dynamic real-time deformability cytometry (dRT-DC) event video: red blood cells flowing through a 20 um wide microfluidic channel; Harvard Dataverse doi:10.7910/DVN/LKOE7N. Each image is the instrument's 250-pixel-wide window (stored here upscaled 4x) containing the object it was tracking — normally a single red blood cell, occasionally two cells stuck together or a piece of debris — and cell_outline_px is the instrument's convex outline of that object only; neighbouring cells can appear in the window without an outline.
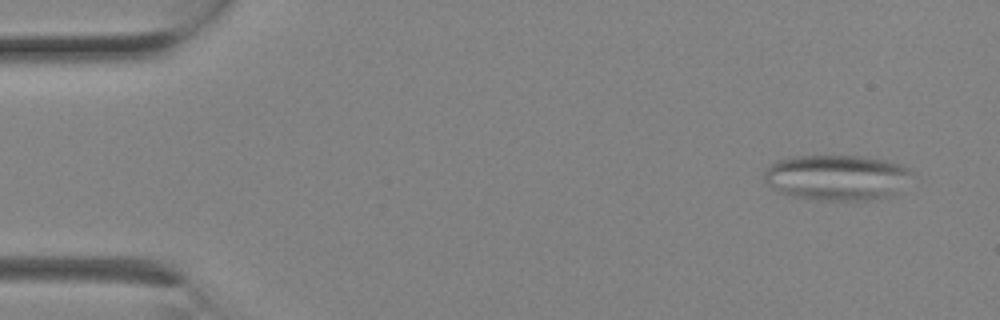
{"species": "Egyptian fruit bat (a non-hibernating species)", "species_latin": "Rousettus aegyptiacus", "temperature_condition": "room temperature", "stored_images_in_passage": 2, "camera_frame_rate_fps": 3000, "um_per_image_px": 0.085, "animal": {"sex": "female"}, "frame": {"image": 1, "passage_image": 1, "time_ms": 0.0, "image_size_px": [1000, 320], "cell_outline_px": [[916, 176], [896, 196], [868, 200], [812, 200], [792, 196], [776, 192], [764, 180], [764, 168], [776, 160], [796, 156], [864, 156], [904, 164], [912, 168]], "centroid_in_image_um": [71.22, 15.1], "position_along_channel_um": 13.8, "area_um2": 40.52}}